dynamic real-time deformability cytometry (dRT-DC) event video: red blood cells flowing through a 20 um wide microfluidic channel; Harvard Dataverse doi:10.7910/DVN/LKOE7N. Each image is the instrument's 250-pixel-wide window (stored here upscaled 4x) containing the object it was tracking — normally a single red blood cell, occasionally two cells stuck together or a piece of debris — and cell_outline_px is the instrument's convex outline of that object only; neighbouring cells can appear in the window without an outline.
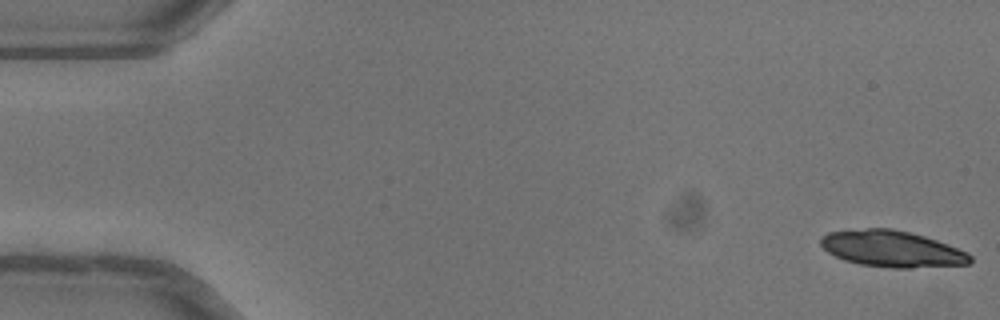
{"species": "common noctule bat (a hibernating species)", "species_latin": "Nyctalus noctula", "temperature_condition": "warm", "stored_images_in_passage": 50, "camera_frame_rate_fps": 3000, "um_per_image_px": 0.085, "animal": {"sex": "female"}, "frame": {"image": 1, "passage_image": 1, "time_ms": 0.0, "image_size_px": [1000, 320], "cell_outline_px": [[972, 260], [968, 264], [912, 268], [892, 268], [860, 264], [844, 260], [828, 252], [820, 244], [820, 236], [828, 232], [864, 228], [892, 228], [924, 236], [936, 240], [968, 252], [972, 256]], "centroid_in_image_um": [75.8, 21.15], "position_along_channel_um": 9.2, "area_um2": 31.67}}
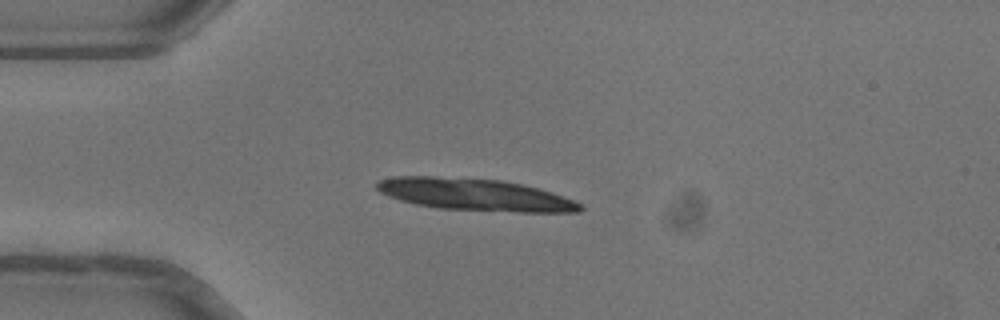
{"frame": {"image": 2, "passage_image": 13, "time_ms": 4.0, "image_size_px": [1000, 320], "cell_outline_px": [[584, 208], [580, 212], [520, 212], [436, 208], [416, 204], [400, 200], [388, 196], [380, 192], [376, 188], [376, 184], [380, 180], [392, 176], [432, 176], [500, 180], [540, 188], [552, 192], [572, 200], [580, 204]], "centroid_in_image_um": [40.35, 16.54], "position_along_channel_um": 44.7, "area_um2": 37.8}}
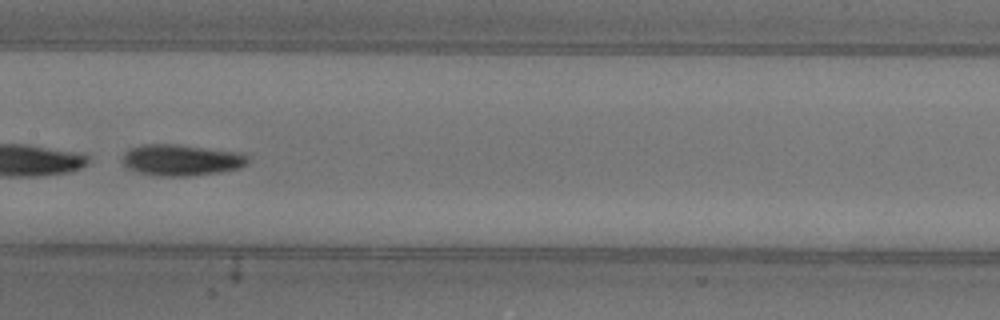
{"frame": {"image": 3, "passage_image": 26, "time_ms": 8.333, "image_size_px": [1000, 320], "cell_outline_px": [[248, 164], [240, 168], [220, 172], [188, 176], [160, 176], [140, 172], [128, 168], [124, 164], [124, 152], [128, 148], [144, 144], [176, 144], [240, 152], [248, 156]], "centroid_in_image_um": [15.44, 13.59], "position_along_channel_um": 192.0, "area_um2": 22.83}}